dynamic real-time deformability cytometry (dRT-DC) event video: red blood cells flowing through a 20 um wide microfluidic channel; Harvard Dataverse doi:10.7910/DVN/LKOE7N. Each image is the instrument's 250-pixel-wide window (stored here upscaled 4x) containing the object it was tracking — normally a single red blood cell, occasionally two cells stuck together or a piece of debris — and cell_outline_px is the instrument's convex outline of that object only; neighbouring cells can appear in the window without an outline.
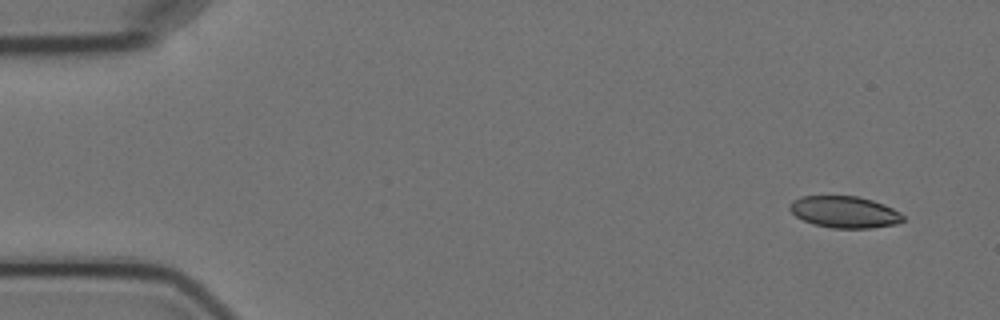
{"species": "Egyptian fruit bat (a non-hibernating species)", "species_latin": "Rousettus aegyptiacus", "temperature_condition": "cold", "stored_images_in_passage": 10, "camera_frame_rate_fps": 3000, "um_per_image_px": 0.085, "animal": {"sex": "female"}, "frame": {"image": 1, "passage_image": 1, "time_ms": 0.0, "image_size_px": [1000, 320], "cell_outline_px": [[904, 220], [896, 224], [872, 228], [832, 228], [816, 224], [804, 220], [796, 216], [788, 208], [788, 204], [792, 200], [800, 196], [856, 196], [872, 200], [884, 204], [900, 212], [904, 216]], "centroid_in_image_um": [71.78, 18.01], "position_along_channel_um": 13.2, "area_um2": 20.92}}
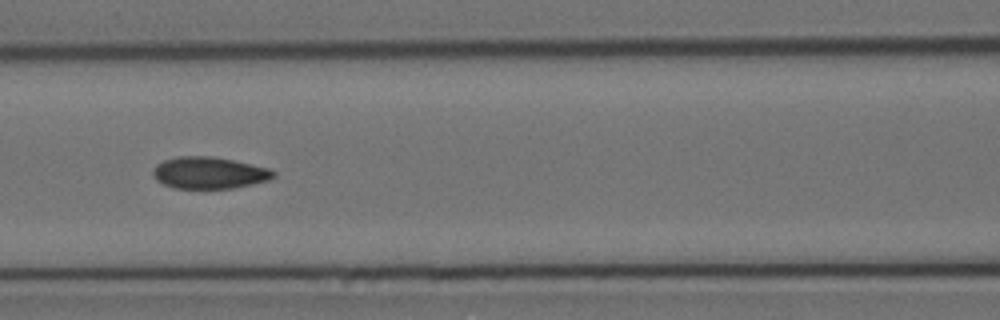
{"frame": {"image": 2, "passage_image": 6, "time_ms": 7.0, "image_size_px": [1000, 320], "cell_outline_px": [[276, 176], [268, 180], [252, 184], [232, 188], [172, 188], [156, 180], [152, 176], [152, 168], [156, 164], [164, 160], [176, 156], [212, 156], [232, 160], [268, 168], [276, 172]], "centroid_in_image_um": [17.73, 14.69], "position_along_channel_um": 148.9, "area_um2": 22.37}}
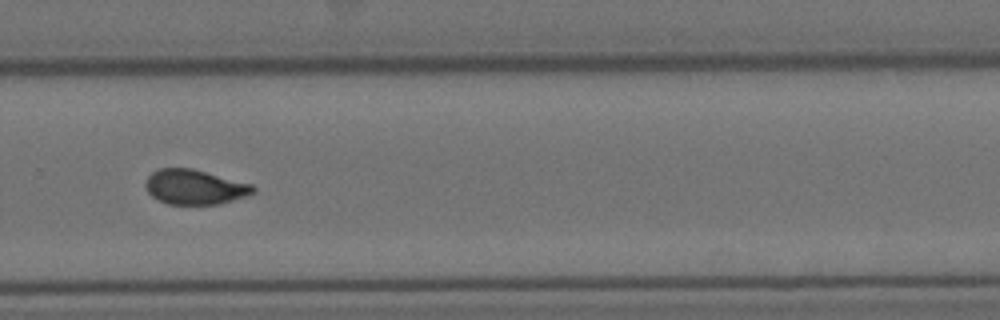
{"frame": {"image": 3, "passage_image": 10, "time_ms": 11.667, "image_size_px": [1000, 320], "cell_outline_px": [[256, 192], [248, 196], [220, 204], [168, 204], [152, 196], [148, 192], [144, 184], [148, 176], [152, 172], [160, 168], [192, 168], [252, 184], [256, 188]], "centroid_in_image_um": [16.58, 15.9], "position_along_channel_um": 313.2, "area_um2": 21.91}}